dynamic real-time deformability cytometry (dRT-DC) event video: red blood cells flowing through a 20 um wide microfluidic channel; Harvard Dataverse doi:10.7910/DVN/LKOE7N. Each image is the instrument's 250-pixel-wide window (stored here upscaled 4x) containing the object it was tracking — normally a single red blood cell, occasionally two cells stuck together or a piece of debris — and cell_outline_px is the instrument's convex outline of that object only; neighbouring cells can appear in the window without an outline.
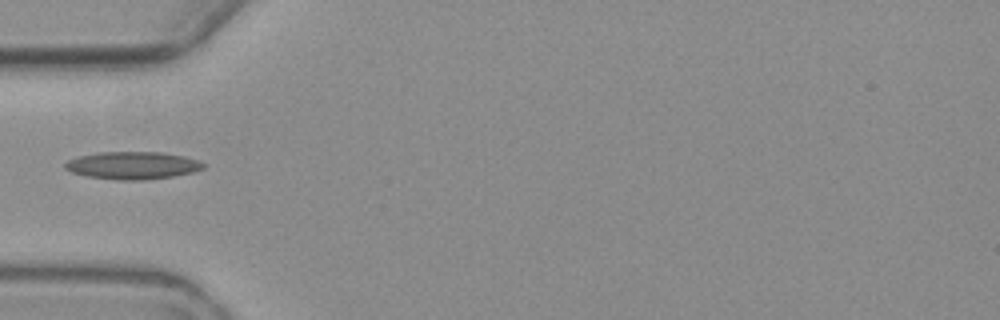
{"species": "common noctule bat (a hibernating species)", "species_latin": "Nyctalus noctula", "temperature_condition": "warm", "stored_images_in_passage": 6, "camera_frame_rate_fps": 3000, "um_per_image_px": 0.085, "animal": {"sex": "female", "body_mass_g": 19.3, "forearm_length_mm": 54.1}, "frame": {"image": 1, "passage_image": 6, "time_ms": 6.0, "image_size_px": [1000, 320], "cell_outline_px": [[204, 168], [192, 172], [172, 176], [144, 180], [116, 180], [88, 176], [72, 172], [64, 168], [64, 164], [68, 160], [76, 156], [100, 152], [160, 152], [184, 156], [200, 160], [204, 164]], "centroid_in_image_um": [11.26, 14.05], "position_along_channel_um": 73.7, "area_um2": 22.2}}